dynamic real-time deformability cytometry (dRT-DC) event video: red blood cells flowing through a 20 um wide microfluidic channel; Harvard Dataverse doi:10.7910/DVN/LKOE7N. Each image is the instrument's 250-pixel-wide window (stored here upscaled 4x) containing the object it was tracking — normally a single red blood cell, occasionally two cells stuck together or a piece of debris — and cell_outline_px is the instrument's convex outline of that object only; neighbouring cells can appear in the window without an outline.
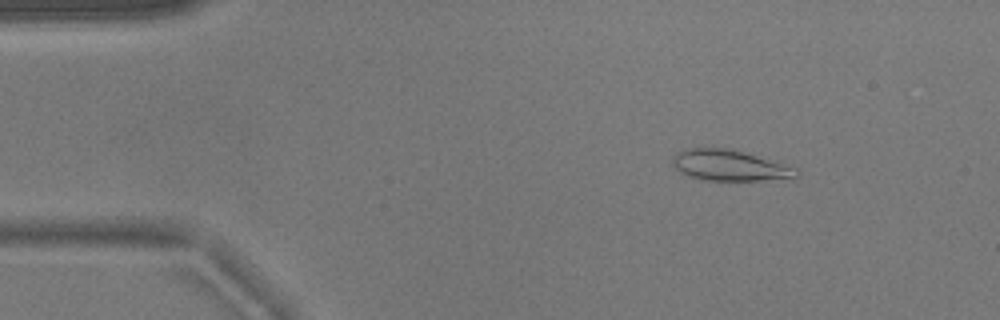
{"species": "common noctule bat (a hibernating species)", "species_latin": "Nyctalus noctula", "temperature_condition": "warm", "stored_images_in_passage": 46, "camera_frame_rate_fps": 3000, "um_per_image_px": 0.085, "animal": {"sex": "male", "body_mass_g": 17.9}, "frame": {"image": 1, "passage_image": 1, "time_ms": 0.0, "image_size_px": [1000, 320], "cell_outline_px": [[800, 176], [760, 180], [704, 180], [688, 176], [680, 172], [672, 164], [672, 156], [676, 152], [684, 148], [732, 148], [796, 168], [800, 172]], "centroid_in_image_um": [61.95, 14.04], "position_along_channel_um": 23.1, "area_um2": 22.2}}
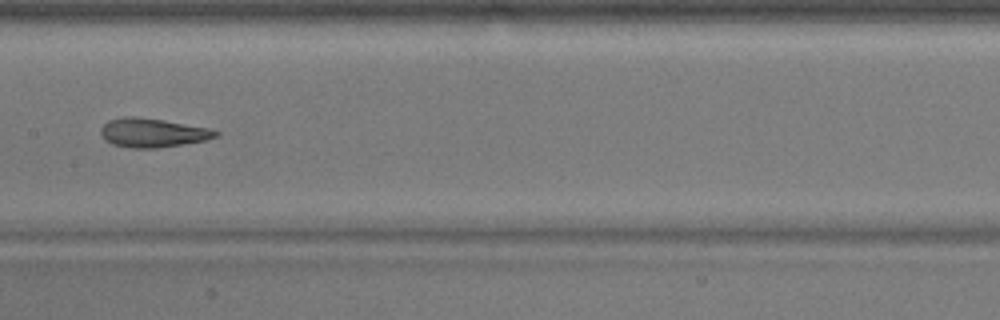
{"frame": {"image": 2, "passage_image": 20, "time_ms": 6.333, "image_size_px": [1000, 320], "cell_outline_px": [[220, 136], [204, 140], [156, 148], [128, 148], [112, 144], [104, 140], [100, 132], [100, 128], [108, 120], [124, 116], [136, 116], [164, 120], [208, 128], [220, 132]], "centroid_in_image_um": [12.93, 11.28], "position_along_channel_um": 194.5, "area_um2": 19.42}}
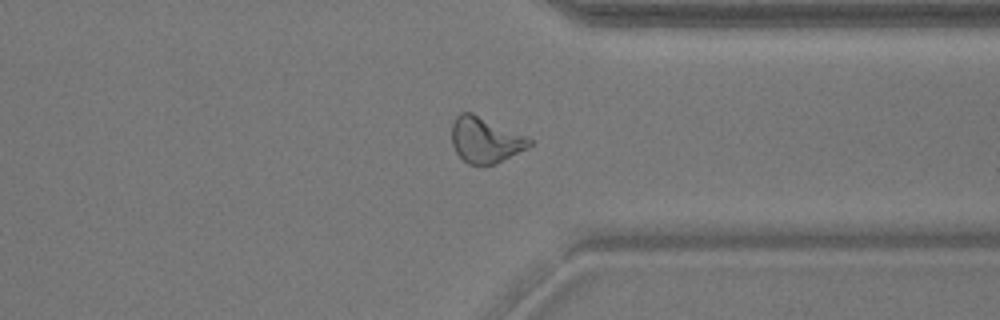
{"frame": {"image": 3, "passage_image": 34, "time_ms": 11.0, "image_size_px": [1000, 320], "cell_outline_px": [[532, 144], [528, 148], [496, 164], [468, 164], [456, 152], [452, 144], [452, 124], [456, 116], [460, 112], [472, 112], [528, 136], [532, 140]], "centroid_in_image_um": [41.27, 11.88], "position_along_channel_um": 370.1, "area_um2": 20.81}, "authors_computed_cell_mechanics": {"area_um2": 20.5479, "velocity_mm_per_s": 3.8222, "shape_relaxation_time_tau1_ms": 10.4654, "shape_relaxation_time_tau2_ms": 1.9173, "deformation_change_tau1": 0.2774, "deformation_change_tau2": 0.1002}}